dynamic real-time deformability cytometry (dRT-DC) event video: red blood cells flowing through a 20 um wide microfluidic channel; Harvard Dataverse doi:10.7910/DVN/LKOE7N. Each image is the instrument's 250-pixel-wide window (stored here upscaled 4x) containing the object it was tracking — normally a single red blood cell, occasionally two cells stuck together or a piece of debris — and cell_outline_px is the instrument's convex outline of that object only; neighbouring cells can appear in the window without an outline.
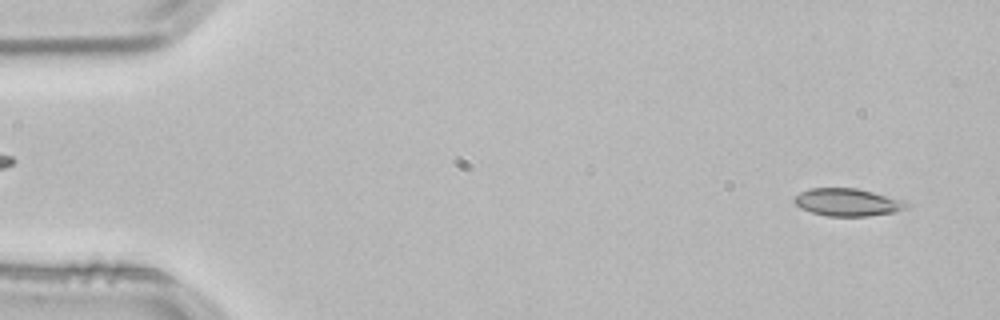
{"species": "common noctule bat (a hibernating species)", "species_latin": "Nyctalus noctula", "temperature_condition": "room temperature", "stored_images_in_passage": 4, "segment_of_instrument_passage": [2, 2], "camera_frame_rate_fps": 3000, "um_per_image_px": 0.085, "animal": {"sex": "male", "body_mass_g": 21.5, "forearm_length_mm": 52.0}, "frame": {"image": 1, "passage_image": 4, "time_ms": 1.0, "image_size_px": [1000, 320], "cell_outline_px": [[912, 204], [908, 208], [892, 212], [868, 216], [828, 216], [812, 212], [800, 208], [792, 200], [800, 192], [808, 188], [856, 188], [908, 200]], "centroid_in_image_um": [72.1, 17.18], "position_along_channel_um": 12.9, "area_um2": 18.26}}